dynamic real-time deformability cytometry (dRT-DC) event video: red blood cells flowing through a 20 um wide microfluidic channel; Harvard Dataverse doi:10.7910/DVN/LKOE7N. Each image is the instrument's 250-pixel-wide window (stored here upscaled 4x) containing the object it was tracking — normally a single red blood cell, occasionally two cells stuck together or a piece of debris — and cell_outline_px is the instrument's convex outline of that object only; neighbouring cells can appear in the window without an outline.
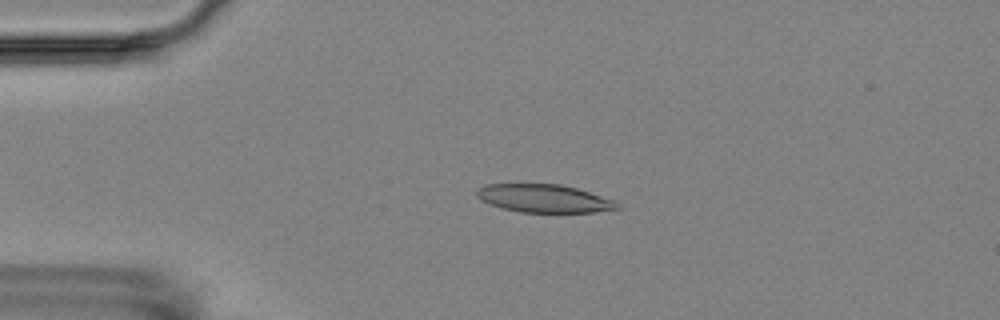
{"species": "Egyptian fruit bat (a non-hibernating species)", "species_latin": "Rousettus aegyptiacus", "temperature_condition": "room temperature", "stored_images_in_passage": 5, "camera_frame_rate_fps": 3000, "um_per_image_px": 0.085, "animal": {"sex": "female"}, "frame": {"image": 1, "passage_image": 4, "time_ms": 3.667, "image_size_px": [1000, 320], "cell_outline_px": [[620, 208], [596, 212], [520, 212], [500, 208], [488, 204], [480, 200], [476, 196], [476, 192], [484, 184], [560, 184], [576, 188], [616, 200], [620, 204]], "centroid_in_image_um": [46.24, 16.87], "position_along_channel_um": 38.8, "area_um2": 23.12}}